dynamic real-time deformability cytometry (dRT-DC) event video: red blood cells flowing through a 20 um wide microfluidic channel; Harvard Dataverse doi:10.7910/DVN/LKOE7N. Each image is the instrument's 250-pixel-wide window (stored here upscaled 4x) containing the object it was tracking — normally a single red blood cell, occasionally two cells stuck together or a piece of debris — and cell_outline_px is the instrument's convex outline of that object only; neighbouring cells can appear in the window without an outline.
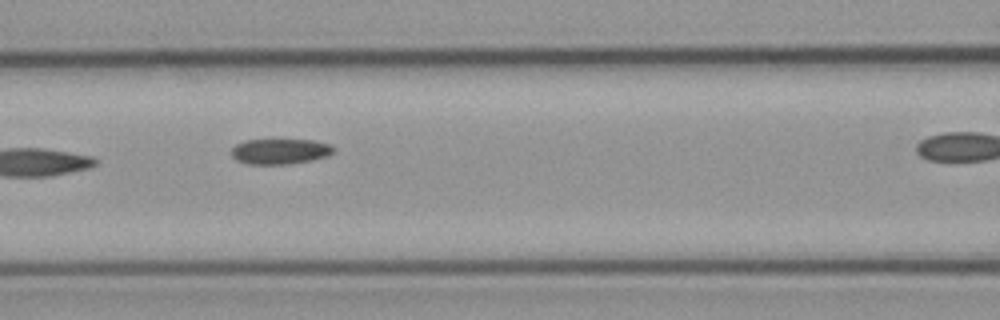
{"species": "common noctule bat (a hibernating species)", "species_latin": "Nyctalus noctula", "temperature_condition": "cold", "stored_images_in_passage": 10, "segment_of_instrument_passage": [2, 2], "camera_frame_rate_fps": 3000, "um_per_image_px": 0.085, "animal": {"sex": "male", "body_mass_g": 23.1, "forearm_length_mm": 52.7}, "frame": {"image": 1, "passage_image": 7, "time_ms": 7.667, "image_size_px": [1000, 320], "cell_outline_px": [[336, 152], [328, 156], [312, 160], [292, 164], [248, 164], [236, 160], [232, 156], [232, 148], [236, 144], [244, 140], [312, 140], [332, 144], [336, 148]], "centroid_in_image_um": [23.86, 12.87], "position_along_channel_um": 142.7, "area_um2": 15.37}}
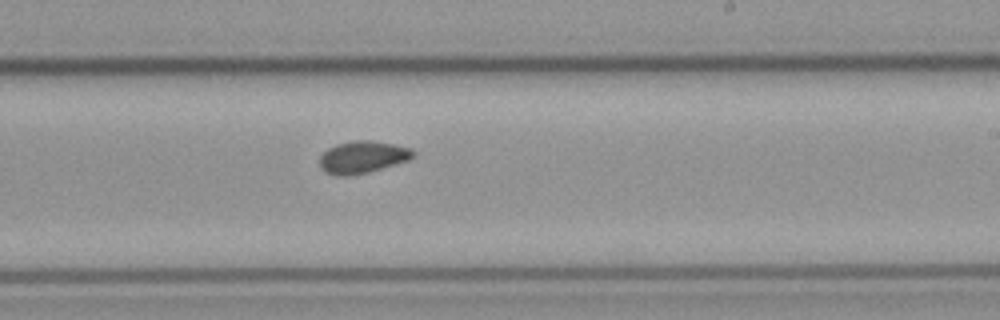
{"frame": {"image": 2, "passage_image": 10, "time_ms": 12.333, "image_size_px": [1000, 320], "cell_outline_px": [[416, 156], [408, 160], [368, 172], [348, 176], [336, 176], [324, 172], [320, 168], [320, 156], [328, 148], [336, 144], [356, 140], [372, 140], [412, 148], [416, 152]], "centroid_in_image_um": [30.82, 13.35], "position_along_channel_um": 258.2, "area_um2": 17.63}}